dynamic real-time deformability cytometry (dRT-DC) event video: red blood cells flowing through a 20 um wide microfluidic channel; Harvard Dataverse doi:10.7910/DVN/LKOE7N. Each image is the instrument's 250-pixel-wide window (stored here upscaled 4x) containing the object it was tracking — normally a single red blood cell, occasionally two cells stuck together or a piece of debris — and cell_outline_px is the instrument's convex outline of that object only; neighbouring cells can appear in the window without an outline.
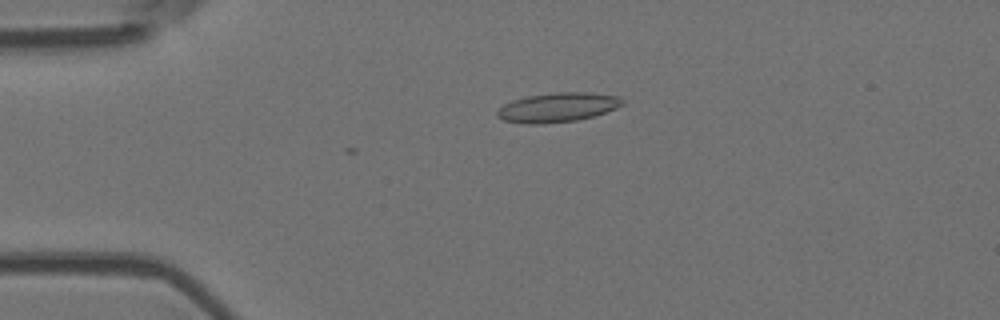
{"species": "Egyptian fruit bat (a non-hibernating species)", "species_latin": "Rousettus aegyptiacus", "temperature_condition": "room temperature", "stored_images_in_passage": 3, "camera_frame_rate_fps": 3000, "um_per_image_px": 0.085, "animal": {"sex": "female"}, "frame": {"image": 1, "passage_image": 3, "time_ms": 0.667, "image_size_px": [1000, 320], "cell_outline_px": [[624, 104], [616, 108], [592, 116], [576, 120], [544, 124], [524, 124], [504, 120], [496, 116], [496, 112], [504, 104], [512, 100], [528, 96], [556, 92], [584, 92], [620, 96], [624, 100]], "centroid_in_image_um": [47.39, 9.13], "position_along_channel_um": 37.6, "area_um2": 21.39}}